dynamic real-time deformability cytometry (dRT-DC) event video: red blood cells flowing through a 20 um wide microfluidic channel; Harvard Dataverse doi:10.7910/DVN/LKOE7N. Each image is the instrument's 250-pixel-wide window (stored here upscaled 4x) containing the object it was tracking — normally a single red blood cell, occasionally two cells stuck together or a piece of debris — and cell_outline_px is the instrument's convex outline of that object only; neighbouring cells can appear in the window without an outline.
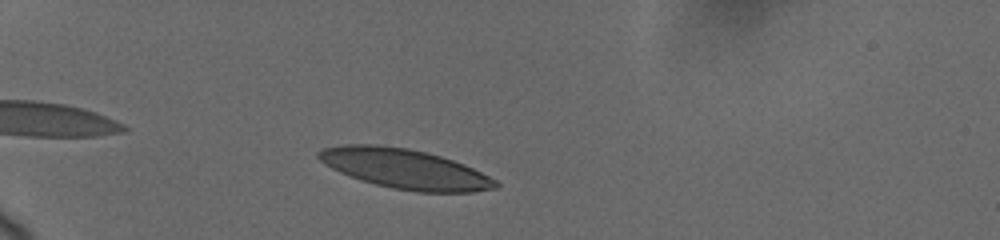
{"species": "human", "species_latin": "Homo sapiens", "temperature_condition": "cold", "stored_images_in_passage": 46, "camera_frame_rate_fps": 3000, "um_per_image_px": 0.085, "donor": {"sex": "female"}, "frame": {"image": 1, "passage_image": 6, "time_ms": 1.333, "image_size_px": [1000, 240], "cell_outline_px": [[500, 184], [496, 188], [472, 192], [416, 192], [392, 188], [360, 180], [340, 172], [324, 164], [316, 156], [316, 152], [324, 148], [344, 144], [376, 144], [408, 148], [440, 156], [464, 164], [496, 180]], "centroid_in_image_um": [34.39, 14.35], "position_along_channel_um": 50.6, "area_um2": 40.86}}
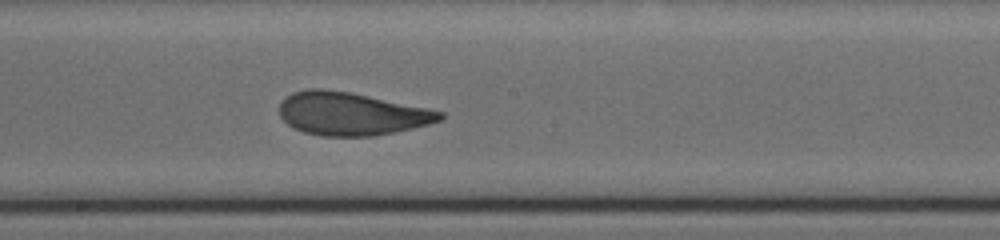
{"frame": {"image": 2, "passage_image": 23, "time_ms": 7.0, "image_size_px": [1000, 240], "cell_outline_px": [[444, 116], [440, 120], [428, 124], [412, 128], [372, 136], [324, 136], [304, 132], [292, 128], [280, 116], [280, 100], [292, 92], [308, 88], [320, 88], [348, 92], [428, 108], [444, 112]], "centroid_in_image_um": [29.81, 9.66], "position_along_channel_um": 218.4, "area_um2": 40.0}}
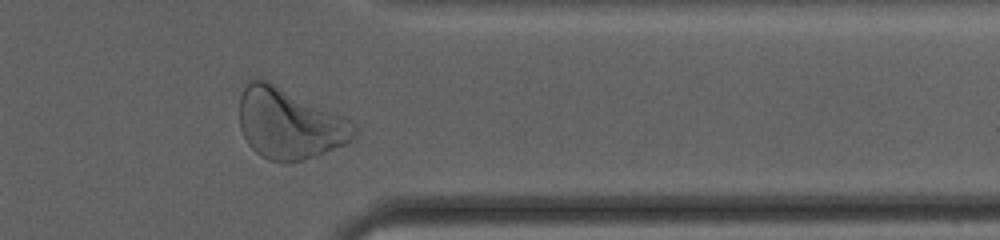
{"frame": {"image": 3, "passage_image": 42, "time_ms": 11.667, "image_size_px": [1000, 240], "cell_outline_px": [[356, 136], [352, 140], [344, 144], [316, 156], [304, 160], [268, 160], [260, 156], [248, 144], [240, 128], [240, 96], [244, 88], [252, 80], [264, 80], [336, 112], [344, 116], [356, 128]], "centroid_in_image_um": [24.6, 10.53], "position_along_channel_um": 386.8, "area_um2": 46.3}, "authors_computed_cell_mechanics": {"area_um2": 40.2577, "velocity_mm_per_s": 3.6656, "shape_relaxation_time_tau1_ms": 5.3715, "shape_relaxation_time_tau2_ms": 0.8716, "deformation_change_tau1": 0.2011, "deformation_change_tau2": 0.0794}}